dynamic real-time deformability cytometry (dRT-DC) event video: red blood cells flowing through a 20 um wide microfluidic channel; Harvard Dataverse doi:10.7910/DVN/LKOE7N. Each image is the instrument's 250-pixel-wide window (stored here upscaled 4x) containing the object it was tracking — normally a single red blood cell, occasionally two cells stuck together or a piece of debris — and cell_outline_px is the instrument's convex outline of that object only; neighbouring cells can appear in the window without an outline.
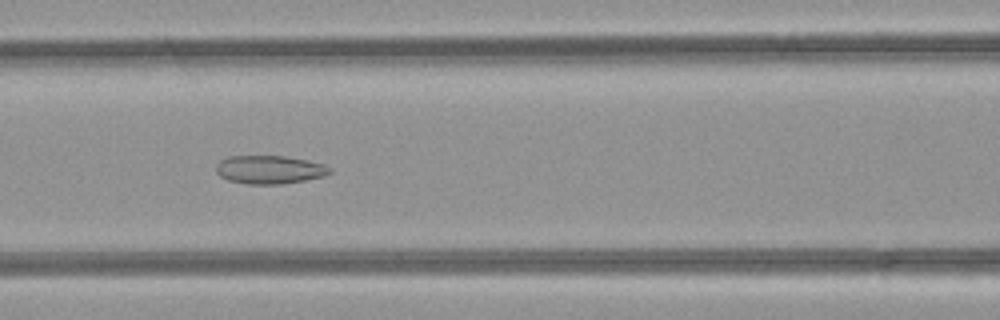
{"species": "common noctule bat (a hibernating species)", "species_latin": "Nyctalus noctula", "temperature_condition": "room temperature", "stored_images_in_passage": 50, "camera_frame_rate_fps": 3000, "um_per_image_px": 0.085, "animal": {"sex": "female", "body_mass_g": 21.9}, "frame": {"image": 1, "passage_image": 22, "time_ms": 7.0, "image_size_px": [1000, 320], "cell_outline_px": [[332, 172], [324, 176], [304, 180], [280, 184], [248, 184], [228, 180], [220, 176], [216, 172], [216, 164], [220, 160], [228, 156], [284, 156], [308, 160], [324, 164], [332, 168]], "centroid_in_image_um": [22.91, 14.41], "position_along_channel_um": 143.7, "area_um2": 18.84}}
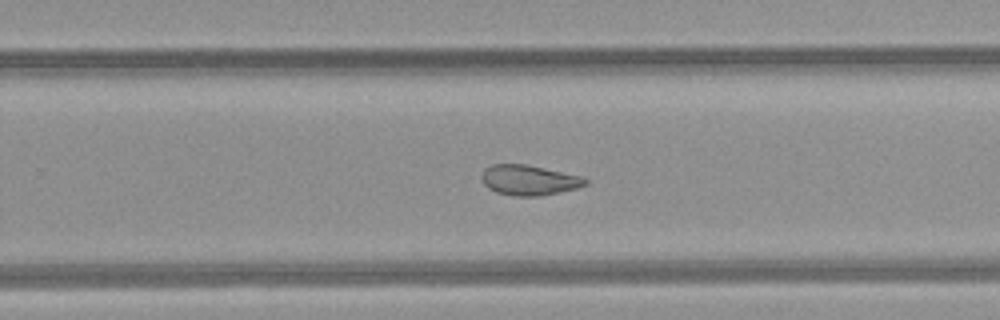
{"frame": {"image": 2, "passage_image": 32, "time_ms": 10.333, "image_size_px": [1000, 320], "cell_outline_px": [[588, 184], [576, 188], [536, 196], [516, 196], [496, 192], [488, 188], [484, 184], [480, 176], [484, 168], [492, 164], [528, 164], [584, 176], [588, 180]], "centroid_in_image_um": [44.96, 15.29], "position_along_channel_um": 284.8, "area_um2": 18.38}}
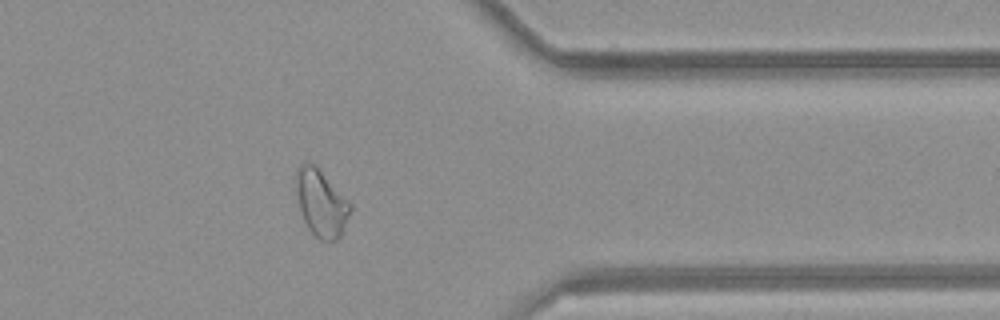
{"frame": {"image": 3, "passage_image": 40, "time_ms": 13.0, "image_size_px": [1000, 320], "cell_outline_px": [[352, 208], [340, 236], [336, 240], [320, 240], [308, 228], [300, 212], [296, 188], [296, 172], [300, 164], [304, 160], [308, 160], [316, 164], [352, 204]], "centroid_in_image_um": [27.29, 17.2], "position_along_channel_um": 384.1, "area_um2": 21.27}, "authors_computed_cell_mechanics": {"area_um2": 22.8021, "velocity_mm_per_s": 4.2449, "shape_relaxation_time_tau1_ms": null, "shape_relaxation_time_tau2_ms": 2.8256, "deformation_change_tau1": null, "deformation_change_tau2": 0.1072}}